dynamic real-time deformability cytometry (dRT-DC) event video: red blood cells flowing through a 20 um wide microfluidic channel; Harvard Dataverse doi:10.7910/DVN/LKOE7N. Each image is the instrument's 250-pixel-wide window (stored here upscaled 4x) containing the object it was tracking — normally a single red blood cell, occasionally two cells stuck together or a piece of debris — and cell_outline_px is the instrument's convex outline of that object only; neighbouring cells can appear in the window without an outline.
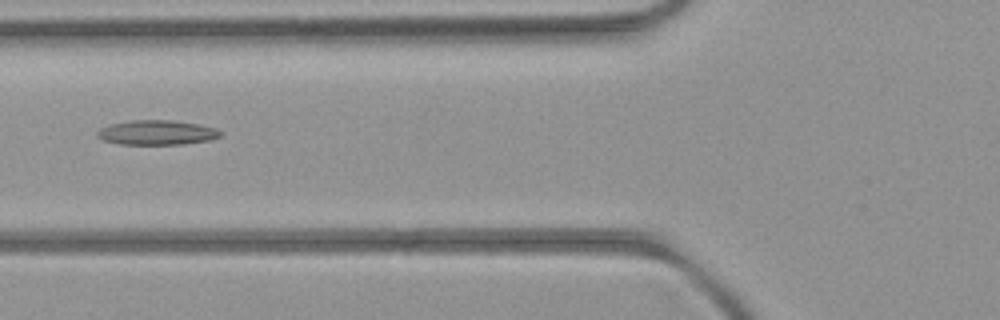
{"species": "common noctule bat (a hibernating species)", "species_latin": "Nyctalus noctula", "temperature_condition": "room temperature", "stored_images_in_passage": 3, "camera_frame_rate_fps": 3000, "um_per_image_px": 0.085, "animal": {"sex": "female", "body_mass_g": 21.9}, "frame": {"image": 1, "passage_image": 2, "time_ms": 1.0, "image_size_px": [1000, 320], "cell_outline_px": [[220, 136], [208, 140], [180, 144], [120, 144], [104, 140], [96, 136], [96, 132], [100, 128], [108, 124], [132, 120], [172, 120], [196, 124], [216, 128], [220, 132]], "centroid_in_image_um": [13.27, 11.26], "position_along_channel_um": 112.5, "area_um2": 17.51}}
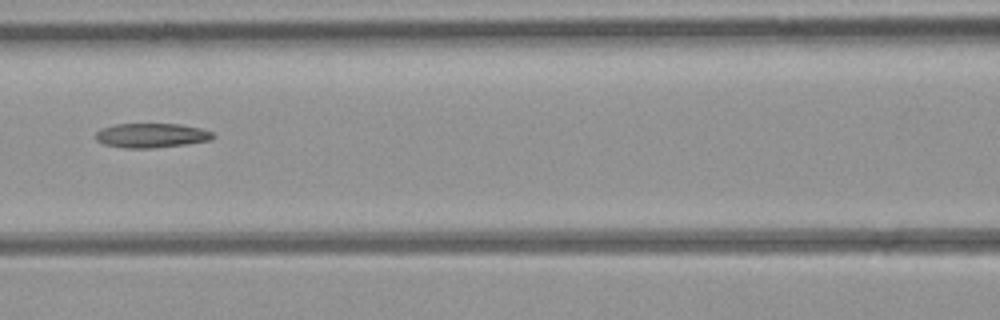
{"frame": {"image": 2, "passage_image": 3, "time_ms": 2.0, "image_size_px": [1000, 320], "cell_outline_px": [[216, 136], [212, 140], [184, 144], [152, 148], [124, 148], [104, 144], [96, 140], [96, 132], [100, 128], [116, 124], [180, 124], [200, 128], [212, 132]], "centroid_in_image_um": [12.87, 11.51], "position_along_channel_um": 153.7, "area_um2": 16.7}}